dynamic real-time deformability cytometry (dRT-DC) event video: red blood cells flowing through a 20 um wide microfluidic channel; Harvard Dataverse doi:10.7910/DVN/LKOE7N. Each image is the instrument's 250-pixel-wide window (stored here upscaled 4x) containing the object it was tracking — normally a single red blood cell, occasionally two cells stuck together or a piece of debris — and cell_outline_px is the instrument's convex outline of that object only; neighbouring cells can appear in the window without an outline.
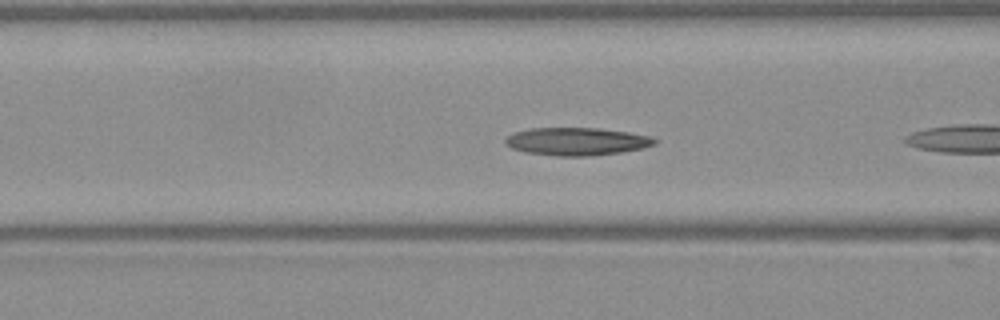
{"species": "Egyptian fruit bat (a non-hibernating species)", "species_latin": "Rousettus aegyptiacus", "temperature_condition": "warm", "stored_images_in_passage": 4, "camera_frame_rate_fps": 3000, "um_per_image_px": 0.085, "frame": {"image": 1, "passage_image": 3, "time_ms": 0.667, "image_size_px": [1000, 320], "cell_outline_px": [[656, 144], [644, 148], [620, 152], [592, 156], [556, 156], [524, 152], [512, 148], [504, 144], [504, 140], [512, 132], [532, 128], [600, 128], [628, 132], [652, 136], [656, 140]], "centroid_in_image_um": [49.01, 12.02], "position_along_channel_um": 117.6, "area_um2": 24.39}}